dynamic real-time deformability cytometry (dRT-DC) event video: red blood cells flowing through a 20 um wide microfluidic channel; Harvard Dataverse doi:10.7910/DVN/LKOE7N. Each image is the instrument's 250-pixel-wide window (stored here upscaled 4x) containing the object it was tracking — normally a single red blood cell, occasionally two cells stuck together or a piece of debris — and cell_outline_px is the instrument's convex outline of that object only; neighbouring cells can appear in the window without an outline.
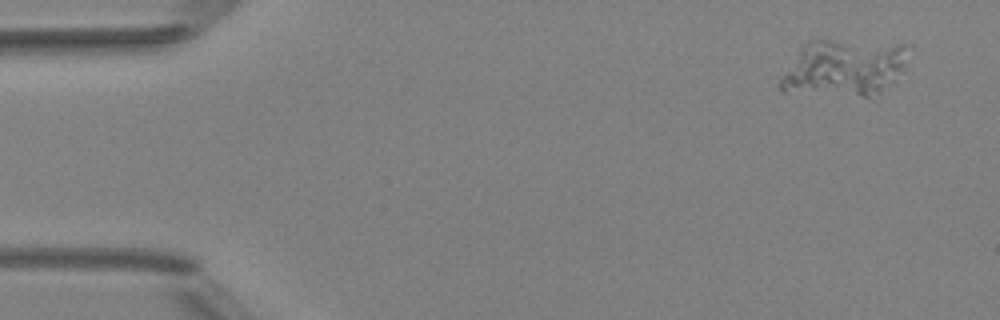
{"species": "Egyptian fruit bat (a non-hibernating species)", "species_latin": "Rousettus aegyptiacus", "temperature_condition": "room temperature", "stored_images_in_passage": 5, "segment_of_instrument_passage": [1, 2], "camera_frame_rate_fps": 3000, "um_per_image_px": 0.085, "animal": {"sex": "female"}, "frame": {"image": 1, "passage_image": 1, "time_ms": 0.0, "image_size_px": [1000, 320], "cell_outline_px": [[904, 72], [896, 80], [880, 92], [868, 96], [864, 96], [784, 92], [780, 88], [780, 80], [800, 48], [804, 44], [812, 40], [832, 40], [900, 48], [904, 68]], "centroid_in_image_um": [71.61, 5.84], "position_along_channel_um": 13.4, "area_um2": 40.11}}